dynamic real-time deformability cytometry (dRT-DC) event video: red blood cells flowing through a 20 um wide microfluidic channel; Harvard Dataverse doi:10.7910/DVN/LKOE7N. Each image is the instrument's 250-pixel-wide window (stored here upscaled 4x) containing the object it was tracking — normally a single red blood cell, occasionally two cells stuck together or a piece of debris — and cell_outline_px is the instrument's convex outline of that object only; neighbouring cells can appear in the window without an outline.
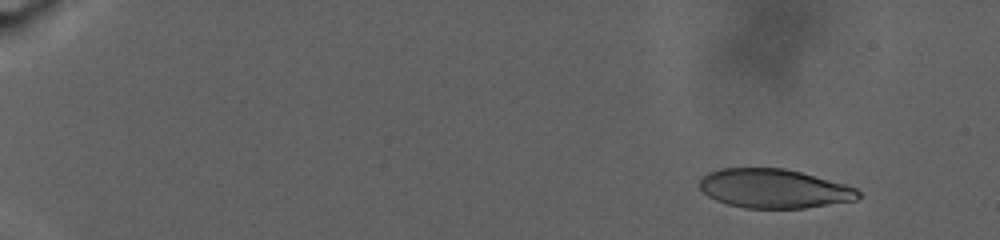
{"species": "human", "species_latin": "Homo sapiens", "temperature_condition": "warm", "stored_images_in_passage": 89, "camera_frame_rate_fps": 3000, "um_per_image_px": 0.085, "donor": {"sex": "male"}, "frame": {"image": 1, "passage_image": 10, "time_ms": 3.0, "image_size_px": [1000, 240], "cell_outline_px": [[860, 196], [856, 200], [804, 208], [744, 208], [728, 204], [716, 200], [708, 196], [700, 188], [700, 180], [708, 172], [720, 168], [784, 168], [800, 172], [844, 184], [856, 188], [860, 192]], "centroid_in_image_um": [65.77, 16.03], "position_along_channel_um": 19.2, "area_um2": 35.95}}
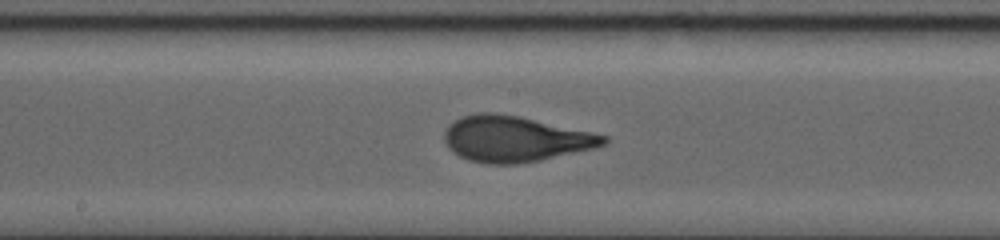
{"frame": {"image": 2, "passage_image": 53, "time_ms": 17.333, "image_size_px": [1000, 240], "cell_outline_px": [[608, 140], [604, 144], [596, 148], [540, 160], [516, 164], [488, 164], [468, 160], [460, 156], [448, 148], [444, 140], [444, 132], [448, 124], [460, 116], [476, 112], [496, 112], [520, 116], [592, 132], [608, 136]], "centroid_in_image_um": [43.75, 11.79], "position_along_channel_um": 204.5, "area_um2": 42.77}}
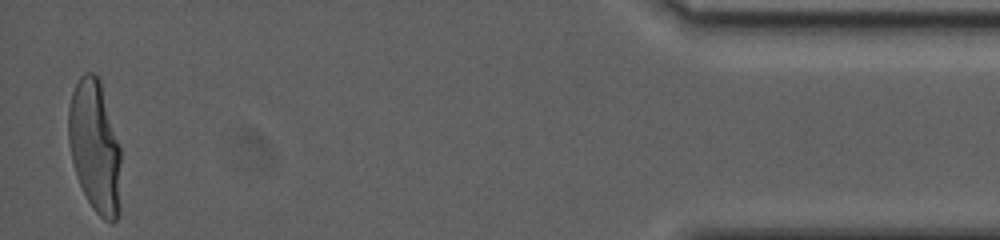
{"frame": {"image": 3, "passage_image": 88, "time_ms": 29.0, "image_size_px": [1000, 240], "cell_outline_px": [[120, 212], [116, 220], [112, 224], [104, 220], [92, 208], [76, 176], [68, 144], [68, 108], [72, 92], [80, 76], [84, 72], [92, 72], [100, 76], [120, 148]], "centroid_in_image_um": [8.07, 12.45], "position_along_channel_um": 427.1, "area_um2": 40.98}, "authors_computed_cell_mechanics": {"area_um2": 40.46, "velocity_mm_per_s": 2.4795, "shape_relaxation_time_tau1_ms": 7.4579, "shape_relaxation_time_tau2_ms": null, "deformation_change_tau1": 0.2643, "deformation_change_tau2": null}}